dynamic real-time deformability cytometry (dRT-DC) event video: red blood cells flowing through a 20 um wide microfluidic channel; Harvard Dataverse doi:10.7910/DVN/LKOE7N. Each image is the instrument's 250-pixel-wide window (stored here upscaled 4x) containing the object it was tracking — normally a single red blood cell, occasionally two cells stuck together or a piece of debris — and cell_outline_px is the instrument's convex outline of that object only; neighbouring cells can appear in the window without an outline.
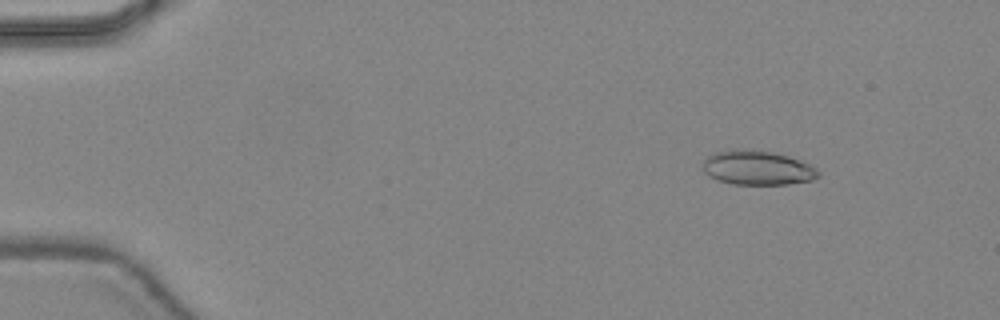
{"species": "common noctule bat (a hibernating species)", "species_latin": "Nyctalus noctula", "temperature_condition": "warm", "stored_images_in_passage": 47, "camera_frame_rate_fps": 3000, "um_per_image_px": 0.085, "animal": {"sex": "female", "body_mass_g": 24.6, "forearm_length_mm": 56.2}, "frame": {"image": 1, "passage_image": 6, "time_ms": 1.667, "image_size_px": [1000, 320], "cell_outline_px": [[820, 176], [812, 180], [788, 184], [732, 184], [720, 180], [704, 172], [704, 160], [708, 156], [716, 152], [732, 148], [744, 148], [772, 152], [788, 156], [808, 164], [816, 168], [820, 172]], "centroid_in_image_um": [64.39, 14.25], "position_along_channel_um": 20.6, "area_um2": 23.0}}
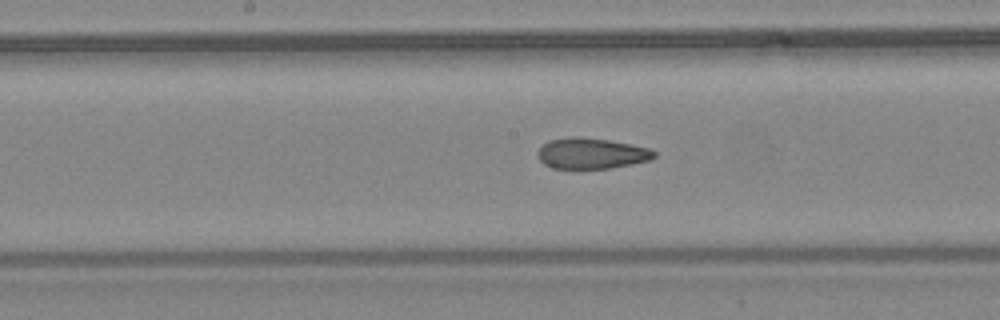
{"frame": {"image": 2, "passage_image": 25, "time_ms": 8.0, "image_size_px": [1000, 320], "cell_outline_px": [[656, 156], [648, 160], [632, 164], [612, 168], [552, 168], [544, 164], [536, 156], [536, 152], [548, 140], [572, 136], [580, 136], [608, 140], [648, 148], [656, 152]], "centroid_in_image_um": [50.23, 13.03], "position_along_channel_um": 198.0, "area_um2": 20.87}}
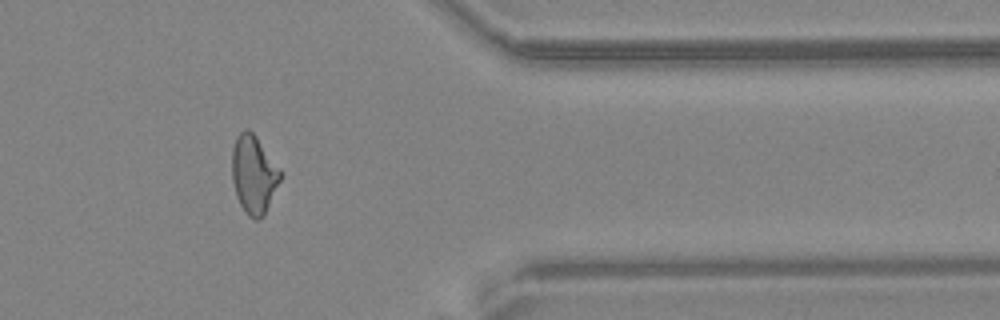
{"frame": {"image": 3, "passage_image": 39, "time_ms": 12.667, "image_size_px": [1000, 320], "cell_outline_px": [[280, 180], [264, 216], [260, 220], [256, 220], [248, 216], [240, 204], [236, 196], [232, 180], [232, 148], [236, 136], [244, 128], [248, 128], [256, 136], [280, 168]], "centroid_in_image_um": [21.55, 14.82], "position_along_channel_um": 389.9, "area_um2": 22.08}, "authors_computed_cell_mechanics": {"area_um2": 22.253, "velocity_mm_per_s": 4.4677, "shape_relaxation_time_tau1_ms": null, "shape_relaxation_time_tau2_ms": 1.916, "deformation_change_tau1": null, "deformation_change_tau2": 0.1043}}